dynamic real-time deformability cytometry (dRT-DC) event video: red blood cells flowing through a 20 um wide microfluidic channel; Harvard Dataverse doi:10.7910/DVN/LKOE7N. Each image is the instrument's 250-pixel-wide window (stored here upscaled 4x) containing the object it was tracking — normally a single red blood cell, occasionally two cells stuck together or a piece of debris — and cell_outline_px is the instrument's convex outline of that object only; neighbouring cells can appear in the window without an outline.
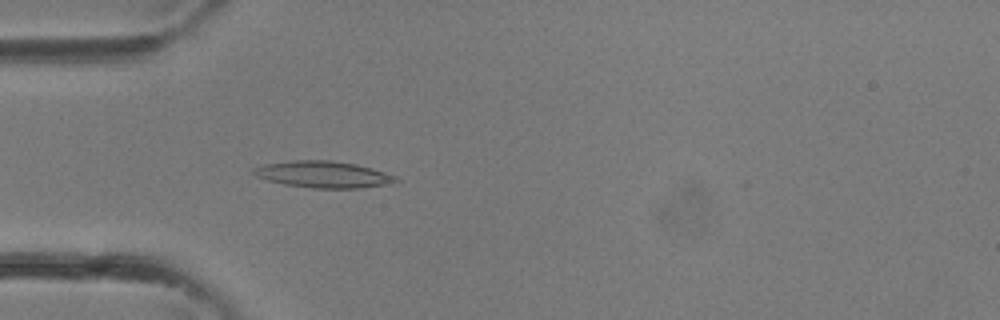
{"species": "common noctule bat (a hibernating species)", "species_latin": "Nyctalus noctula", "temperature_condition": "room temperature", "stored_images_in_passage": 34, "camera_frame_rate_fps": 3000, "um_per_image_px": 0.085, "animal": {"sex": "female"}, "frame": {"image": 1, "passage_image": 10, "time_ms": 3.0, "image_size_px": [1000, 320], "cell_outline_px": [[400, 180], [384, 184], [360, 188], [312, 188], [284, 184], [268, 180], [256, 176], [252, 172], [252, 168], [264, 164], [292, 160], [332, 160], [356, 164], [372, 168], [396, 176]], "centroid_in_image_um": [27.44, 14.81], "position_along_channel_um": 57.6, "area_um2": 21.96}}
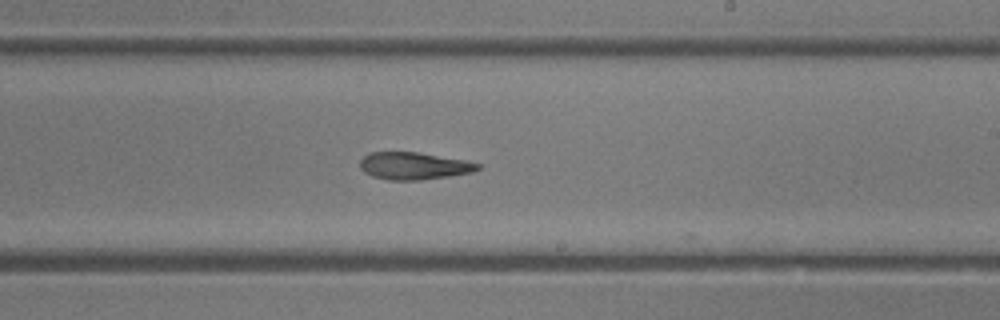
{"frame": {"image": 2, "passage_image": 20, "time_ms": 6.333, "image_size_px": [1000, 320], "cell_outline_px": [[480, 168], [472, 172], [448, 176], [420, 180], [388, 180], [372, 176], [364, 172], [360, 168], [360, 160], [364, 156], [372, 152], [416, 152], [464, 160], [480, 164]], "centroid_in_image_um": [35.14, 14.1], "position_along_channel_um": 253.9, "area_um2": 18.55}}
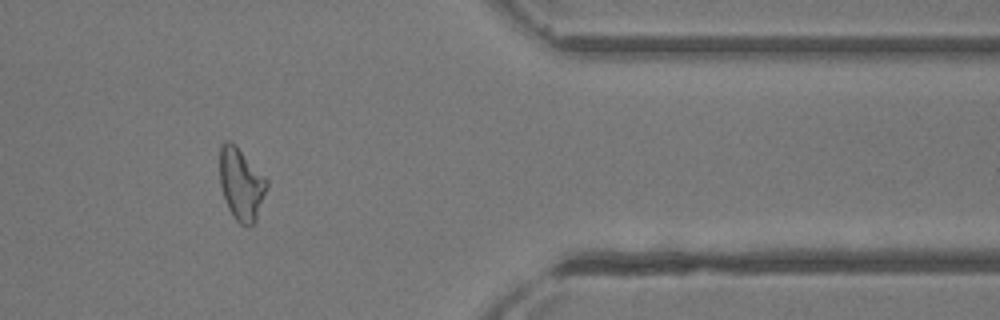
{"frame": {"image": 3, "passage_image": 28, "time_ms": 9.0, "image_size_px": [1000, 320], "cell_outline_px": [[268, 188], [256, 220], [252, 224], [240, 224], [232, 216], [228, 208], [220, 184], [220, 144], [224, 140], [232, 140], [236, 144], [268, 180]], "centroid_in_image_um": [20.5, 15.6], "position_along_channel_um": 390.9, "area_um2": 19.94}}